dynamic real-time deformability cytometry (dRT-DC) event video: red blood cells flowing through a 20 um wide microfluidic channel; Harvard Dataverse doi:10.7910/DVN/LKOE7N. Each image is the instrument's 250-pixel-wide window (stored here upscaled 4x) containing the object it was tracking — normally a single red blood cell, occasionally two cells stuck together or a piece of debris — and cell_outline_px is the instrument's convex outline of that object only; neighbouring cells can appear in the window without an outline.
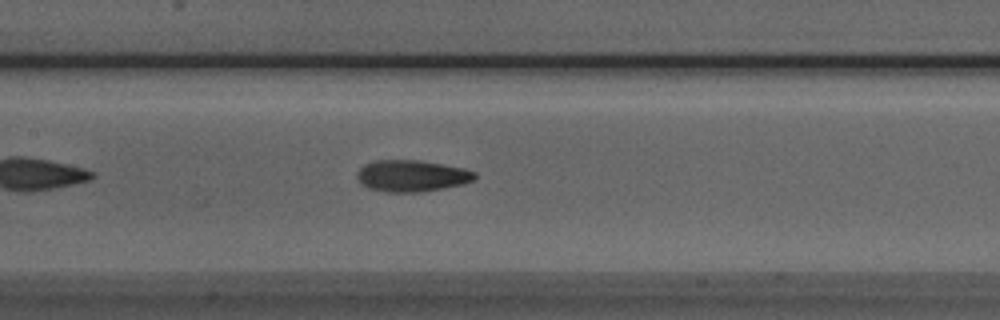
{"species": "Egyptian fruit bat (a non-hibernating species)", "species_latin": "Rousettus aegyptiacus", "temperature_condition": "room temperature", "stored_images_in_passage": 29, "camera_frame_rate_fps": 3000, "um_per_image_px": 0.085, "animal": {"sex": "male"}, "frame": {"image": 1, "passage_image": 13, "time_ms": 4.0, "image_size_px": [1000, 320], "cell_outline_px": [[476, 176], [472, 180], [464, 184], [420, 192], [384, 192], [368, 188], [360, 184], [356, 180], [356, 172], [364, 164], [372, 160], [420, 160], [464, 168], [476, 172]], "centroid_in_image_um": [34.94, 14.94], "position_along_channel_um": 172.5, "area_um2": 21.91}}
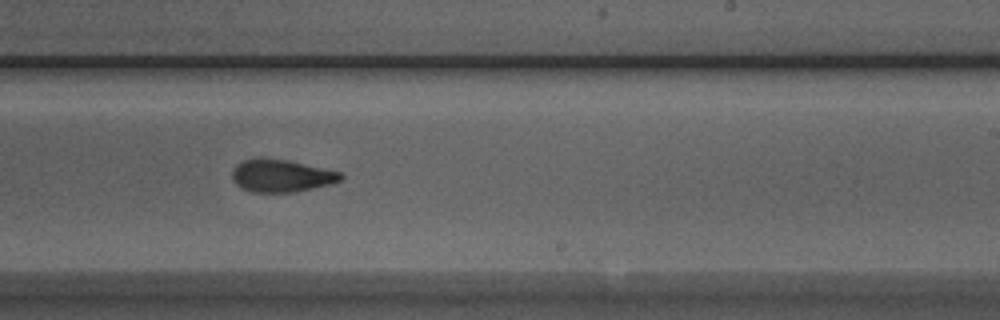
{"frame": {"image": 2, "passage_image": 20, "time_ms": 6.333, "image_size_px": [1000, 320], "cell_outline_px": [[344, 176], [340, 180], [332, 184], [296, 192], [252, 192], [240, 188], [232, 180], [232, 172], [236, 164], [240, 160], [256, 156], [260, 156], [288, 160], [340, 172]], "centroid_in_image_um": [23.85, 14.92], "position_along_channel_um": 265.1, "area_um2": 21.04}, "authors_computed_cell_mechanics": {"area_um2": 21.2704, "velocity_mm_per_s": 3.9907, "shape_relaxation_time_tau1_ms": 6.7853, "shape_relaxation_time_tau2_ms": 1.941, "deformation_change_tau1": 0.2023, "deformation_change_tau2": 0.0899}}